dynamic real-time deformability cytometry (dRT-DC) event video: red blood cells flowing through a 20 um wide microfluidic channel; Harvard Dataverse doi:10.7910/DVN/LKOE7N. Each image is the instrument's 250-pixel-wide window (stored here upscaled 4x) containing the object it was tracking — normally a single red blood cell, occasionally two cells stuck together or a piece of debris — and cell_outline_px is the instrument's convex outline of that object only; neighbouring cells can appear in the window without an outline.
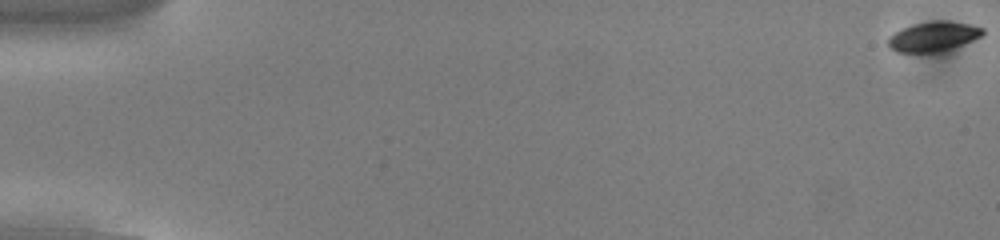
{"species": "common noctule bat (a hibernating species)", "species_latin": "Nyctalus noctula", "temperature_condition": "cold", "stored_images_in_passage": 51, "camera_frame_rate_fps": 3000, "um_per_image_px": 0.085, "animal": {"sex": "male", "body_mass_g": 13.0, "forearm_length_mm": 53.1}, "frame": {"image": 1, "passage_image": 1, "time_ms": 0.0, "image_size_px": [1000, 240], "cell_outline_px": [[984, 32], [980, 36], [972, 40], [952, 48], [940, 52], [896, 52], [888, 48], [888, 36], [912, 24], [936, 20], [944, 20], [968, 24], [984, 28]], "centroid_in_image_um": [79.3, 3.1], "position_along_channel_um": 5.7, "area_um2": 16.3}}
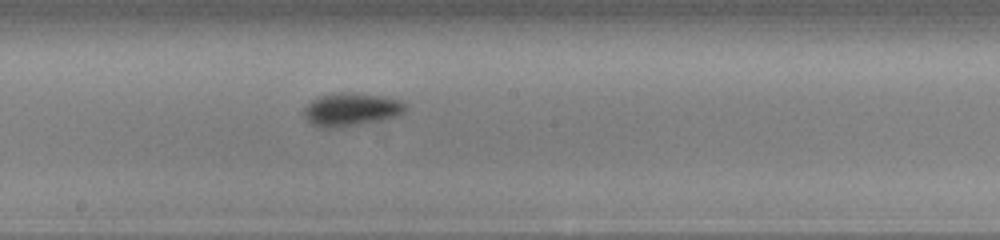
{"frame": {"image": 2, "passage_image": 31, "time_ms": 10.0, "image_size_px": [1000, 240], "cell_outline_px": [[408, 104], [404, 112], [396, 116], [380, 120], [336, 128], [320, 128], [312, 124], [304, 116], [304, 108], [312, 100], [320, 96], [332, 92], [352, 92], [388, 96], [400, 100]], "centroid_in_image_um": [29.86, 9.28], "position_along_channel_um": 218.3, "area_um2": 19.83}}
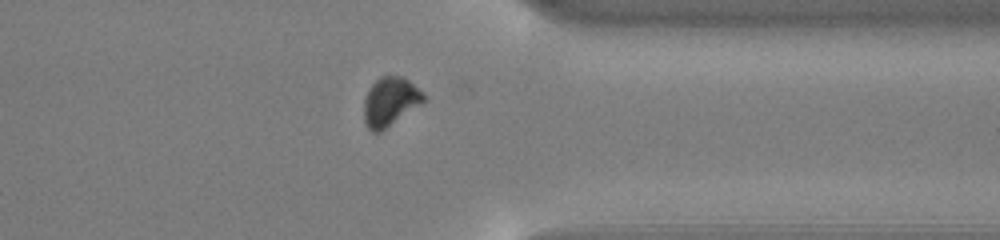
{"frame": {"image": 3, "passage_image": 44, "time_ms": 14.333, "image_size_px": [1000, 240], "cell_outline_px": [[428, 100], [380, 132], [372, 132], [368, 128], [364, 120], [364, 100], [368, 88], [380, 76], [400, 76], [408, 80], [424, 92], [428, 96]], "centroid_in_image_um": [33.2, 8.63], "position_along_channel_um": 378.2, "area_um2": 17.22}, "authors_computed_cell_mechanics": {"area_um2": 17.3978, "velocity_mm_per_s": 3.8115, "shape_relaxation_time_tau1_ms": 2.2701, "shape_relaxation_time_tau2_ms": null, "deformation_change_tau1": 0.0789, "deformation_change_tau2": null}}